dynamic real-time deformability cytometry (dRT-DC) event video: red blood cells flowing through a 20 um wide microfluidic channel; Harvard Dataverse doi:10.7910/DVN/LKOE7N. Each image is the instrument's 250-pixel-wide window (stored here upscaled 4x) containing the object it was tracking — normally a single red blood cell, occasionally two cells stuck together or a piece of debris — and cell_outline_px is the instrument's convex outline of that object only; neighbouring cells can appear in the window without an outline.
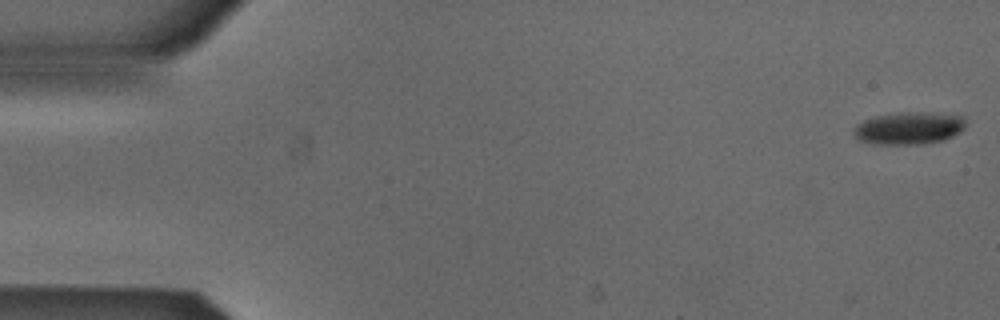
{"species": "Egyptian fruit bat (a non-hibernating species)", "species_latin": "Rousettus aegyptiacus", "temperature_condition": "cold", "stored_images_in_passage": 53, "camera_frame_rate_fps": 3000, "um_per_image_px": 0.085, "animal": {"sex": "male"}, "frame": {"image": 1, "passage_image": 1, "time_ms": 0.0, "image_size_px": [1000, 320], "cell_outline_px": [[964, 128], [960, 132], [944, 140], [916, 144], [872, 144], [860, 140], [852, 132], [856, 124], [864, 120], [876, 116], [900, 112], [936, 112], [964, 116]], "centroid_in_image_um": [77.26, 10.88], "position_along_channel_um": 7.7, "area_um2": 21.21}}
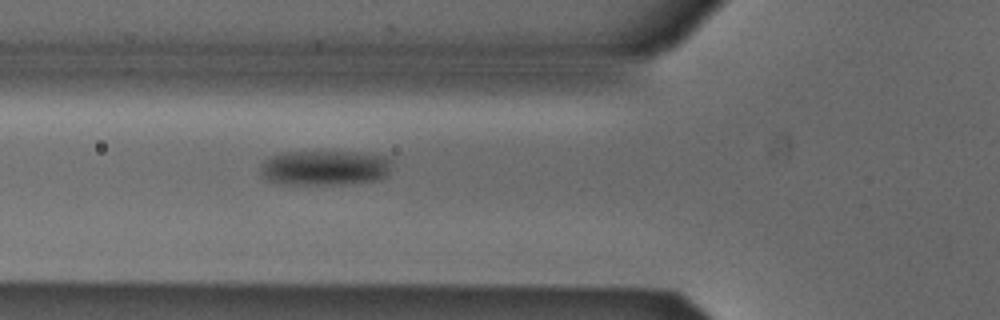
{"frame": {"image": 2, "passage_image": 19, "time_ms": 6.0, "image_size_px": [1000, 320], "cell_outline_px": [[392, 160], [388, 176], [380, 180], [340, 184], [276, 184], [268, 180], [260, 172], [260, 164], [264, 160], [272, 156], [284, 152], [360, 152], [388, 156]], "centroid_in_image_um": [27.64, 14.26], "position_along_channel_um": 98.2, "area_um2": 27.17}}
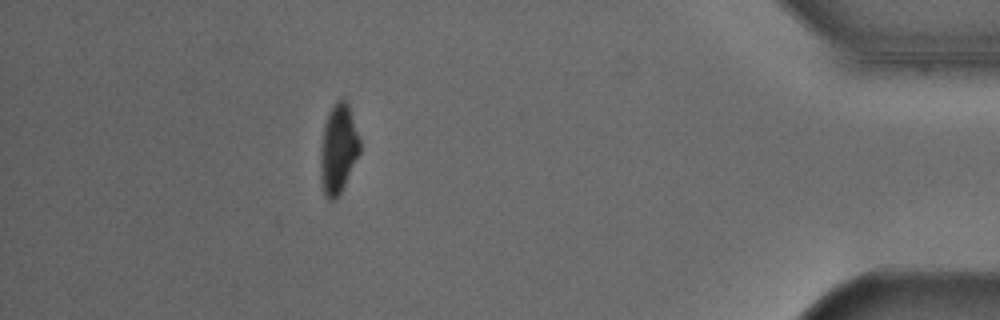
{"frame": {"image": 3, "passage_image": 47, "time_ms": 15.333, "image_size_px": [1000, 320], "cell_outline_px": [[360, 152], [340, 192], [332, 200], [328, 200], [324, 196], [320, 180], [320, 148], [324, 124], [328, 112], [336, 100], [344, 96], [348, 100], [360, 140]], "centroid_in_image_um": [28.74, 12.58], "position_along_channel_um": 406.5, "area_um2": 20.75}, "authors_computed_cell_mechanics": {"area_um2": 23.2934, "velocity_mm_per_s": 3.8834, "shape_relaxation_time_tau1_ms": 4.703, "shape_relaxation_time_tau2_ms": null, "deformation_change_tau1": 0.1075, "deformation_change_tau2": null}}